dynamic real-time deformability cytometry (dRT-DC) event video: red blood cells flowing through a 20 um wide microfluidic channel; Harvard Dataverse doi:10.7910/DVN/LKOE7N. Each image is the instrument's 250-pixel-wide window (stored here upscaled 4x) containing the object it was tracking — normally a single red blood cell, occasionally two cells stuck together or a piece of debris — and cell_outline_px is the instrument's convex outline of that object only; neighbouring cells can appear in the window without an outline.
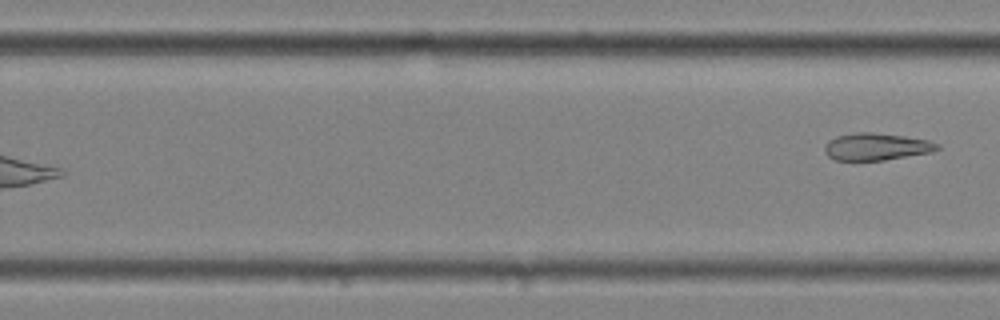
{"species": "common noctule bat (a hibernating species)", "species_latin": "Nyctalus noctula", "temperature_condition": "cold", "stored_images_in_passage": 10, "segment_of_instrument_passage": [2, 2], "camera_frame_rate_fps": 3000, "um_per_image_px": 0.085, "animal": {"sex": "female", "body_mass_g": 25.1}, "frame": {"image": 1, "passage_image": 10, "time_ms": 3.0, "image_size_px": [1000, 320], "cell_outline_px": [[940, 148], [932, 152], [884, 160], [836, 160], [828, 156], [824, 152], [824, 148], [828, 140], [836, 136], [852, 132], [872, 132], [904, 136], [928, 140], [940, 144]], "centroid_in_image_um": [74.48, 12.46], "position_along_channel_um": 255.3, "area_um2": 17.92}}